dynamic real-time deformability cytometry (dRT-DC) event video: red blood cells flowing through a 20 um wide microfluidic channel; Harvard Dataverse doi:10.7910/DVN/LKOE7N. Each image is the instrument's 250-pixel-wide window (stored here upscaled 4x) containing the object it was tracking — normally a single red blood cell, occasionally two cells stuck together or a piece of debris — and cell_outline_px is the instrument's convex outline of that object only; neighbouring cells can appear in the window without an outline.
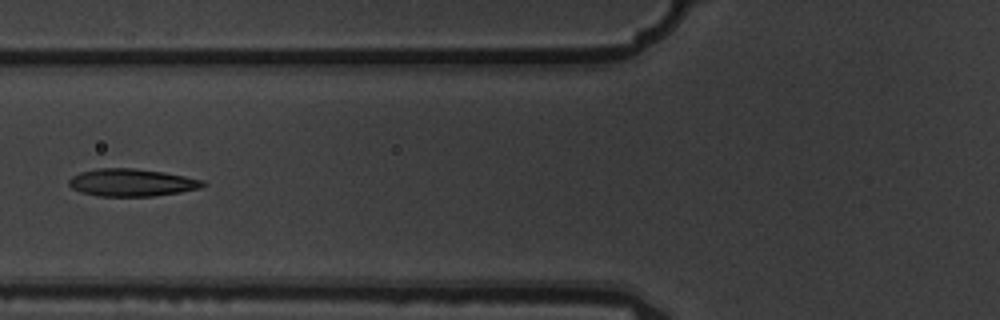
{"species": "common noctule bat (a hibernating species)", "species_latin": "Nyctalus noctula", "temperature_condition": "warm", "stored_images_in_passage": 6, "camera_frame_rate_fps": 3000, "um_per_image_px": 0.085, "animal": {"sex": "male", "body_mass_g": 19.5, "forearm_length_mm": 54.6}, "frame": {"image": 1, "passage_image": 6, "time_ms": 1.667, "image_size_px": [1000, 320], "cell_outline_px": [[208, 184], [200, 188], [180, 192], [152, 196], [96, 196], [80, 192], [72, 188], [68, 184], [68, 180], [72, 176], [80, 172], [96, 168], [132, 168], [164, 172], [204, 180]], "centroid_in_image_um": [11.18, 15.51], "position_along_channel_um": 114.6, "area_um2": 21.56}}